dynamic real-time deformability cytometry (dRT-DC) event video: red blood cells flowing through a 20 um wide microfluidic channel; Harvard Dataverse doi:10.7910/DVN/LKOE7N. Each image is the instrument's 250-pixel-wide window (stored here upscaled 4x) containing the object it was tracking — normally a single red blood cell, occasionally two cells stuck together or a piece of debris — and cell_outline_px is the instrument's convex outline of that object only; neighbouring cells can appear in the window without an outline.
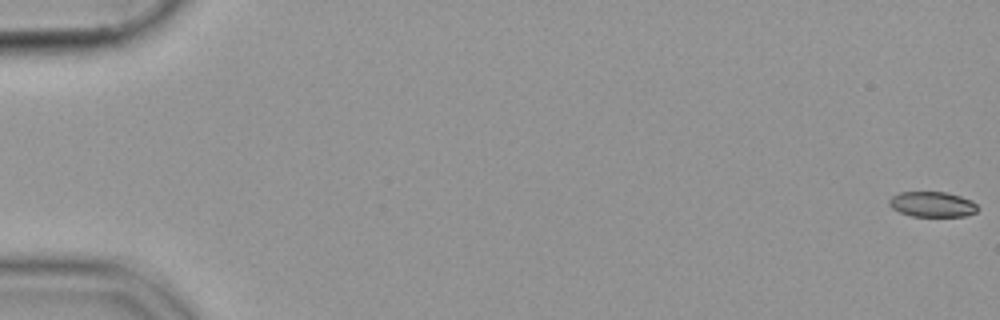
{"species": "common noctule bat (a hibernating species)", "species_latin": "Nyctalus noctula", "temperature_condition": "cold", "stored_images_in_passage": 56, "camera_frame_rate_fps": 3000, "um_per_image_px": 0.085, "animal": {"sex": "female", "body_mass_g": 19.9}, "frame": {"image": 1, "passage_image": 1, "time_ms": 0.0, "image_size_px": [1000, 320], "cell_outline_px": [[980, 208], [976, 212], [964, 216], [912, 216], [900, 212], [892, 208], [888, 204], [888, 200], [892, 196], [900, 192], [944, 192], [960, 196], [972, 200]], "centroid_in_image_um": [79.25, 17.36], "position_along_channel_um": 5.8, "area_um2": 13.06}}
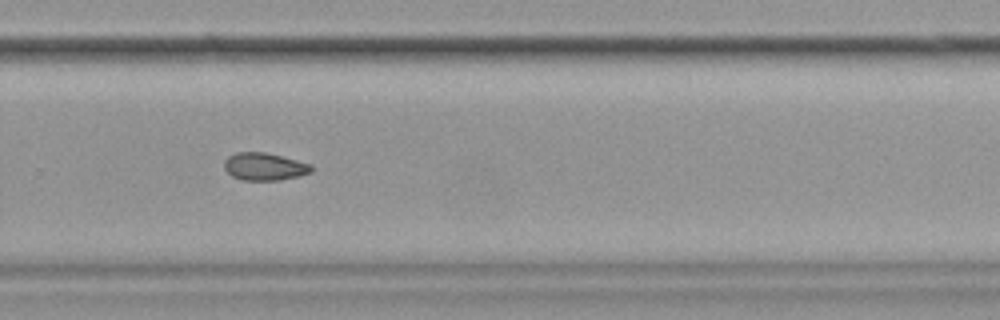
{"frame": {"image": 2, "passage_image": 39, "time_ms": 12.667, "image_size_px": [1000, 320], "cell_outline_px": [[312, 172], [300, 176], [280, 180], [240, 180], [232, 176], [224, 168], [224, 160], [228, 156], [236, 152], [264, 152], [312, 164]], "centroid_in_image_um": [22.47, 14.16], "position_along_channel_um": 307.3, "area_um2": 14.05}}
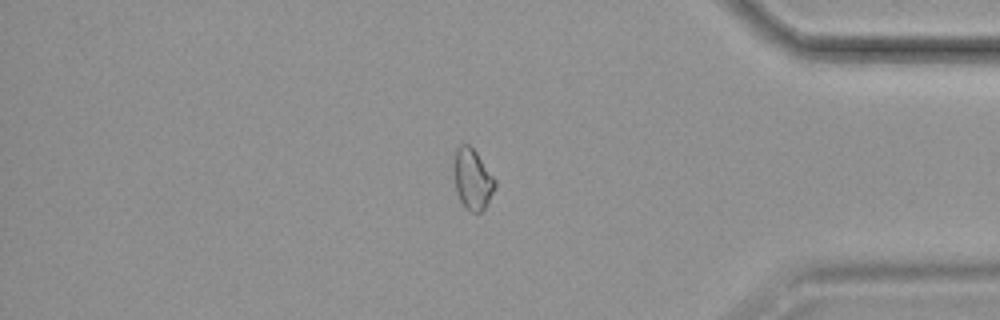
{"frame": {"image": 3, "passage_image": 48, "time_ms": 15.667, "image_size_px": [1000, 320], "cell_outline_px": [[496, 184], [484, 208], [480, 212], [472, 212], [460, 200], [456, 192], [452, 168], [456, 148], [460, 144], [468, 144], [476, 152], [496, 180]], "centroid_in_image_um": [40.12, 15.18], "position_along_channel_um": 395.1, "area_um2": 14.39}}